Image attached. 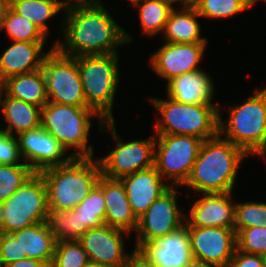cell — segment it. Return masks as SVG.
<instances>
[{
  "mask_svg": "<svg viewBox=\"0 0 266 267\" xmlns=\"http://www.w3.org/2000/svg\"><path fill=\"white\" fill-rule=\"evenodd\" d=\"M44 223L57 241L81 237L79 216L74 210L48 208Z\"/></svg>",
  "mask_w": 266,
  "mask_h": 267,
  "instance_id": "obj_30",
  "label": "cell"
},
{
  "mask_svg": "<svg viewBox=\"0 0 266 267\" xmlns=\"http://www.w3.org/2000/svg\"><path fill=\"white\" fill-rule=\"evenodd\" d=\"M225 267H264L260 255L235 250L233 258Z\"/></svg>",
  "mask_w": 266,
  "mask_h": 267,
  "instance_id": "obj_39",
  "label": "cell"
},
{
  "mask_svg": "<svg viewBox=\"0 0 266 267\" xmlns=\"http://www.w3.org/2000/svg\"><path fill=\"white\" fill-rule=\"evenodd\" d=\"M197 17L201 16L193 5L173 8L161 39L169 43H208L209 40L201 36V26Z\"/></svg>",
  "mask_w": 266,
  "mask_h": 267,
  "instance_id": "obj_24",
  "label": "cell"
},
{
  "mask_svg": "<svg viewBox=\"0 0 266 267\" xmlns=\"http://www.w3.org/2000/svg\"><path fill=\"white\" fill-rule=\"evenodd\" d=\"M252 7L256 5V3H258V1L260 2L261 0H246ZM266 1V0H264Z\"/></svg>",
  "mask_w": 266,
  "mask_h": 267,
  "instance_id": "obj_48",
  "label": "cell"
},
{
  "mask_svg": "<svg viewBox=\"0 0 266 267\" xmlns=\"http://www.w3.org/2000/svg\"><path fill=\"white\" fill-rule=\"evenodd\" d=\"M4 267H50V265L44 261L25 258L17 262L5 265Z\"/></svg>",
  "mask_w": 266,
  "mask_h": 267,
  "instance_id": "obj_41",
  "label": "cell"
},
{
  "mask_svg": "<svg viewBox=\"0 0 266 267\" xmlns=\"http://www.w3.org/2000/svg\"><path fill=\"white\" fill-rule=\"evenodd\" d=\"M248 154L220 134L204 140L192 171L182 187L195 193L234 191L238 170Z\"/></svg>",
  "mask_w": 266,
  "mask_h": 267,
  "instance_id": "obj_2",
  "label": "cell"
},
{
  "mask_svg": "<svg viewBox=\"0 0 266 267\" xmlns=\"http://www.w3.org/2000/svg\"><path fill=\"white\" fill-rule=\"evenodd\" d=\"M98 126L105 122L92 108L47 102L41 108V127L58 140L74 157H94V148L88 144L92 118Z\"/></svg>",
  "mask_w": 266,
  "mask_h": 267,
  "instance_id": "obj_6",
  "label": "cell"
},
{
  "mask_svg": "<svg viewBox=\"0 0 266 267\" xmlns=\"http://www.w3.org/2000/svg\"><path fill=\"white\" fill-rule=\"evenodd\" d=\"M184 267H217L202 260L191 258Z\"/></svg>",
  "mask_w": 266,
  "mask_h": 267,
  "instance_id": "obj_44",
  "label": "cell"
},
{
  "mask_svg": "<svg viewBox=\"0 0 266 267\" xmlns=\"http://www.w3.org/2000/svg\"><path fill=\"white\" fill-rule=\"evenodd\" d=\"M60 29L63 40L55 48L68 57L119 53L117 48L133 41L103 3L65 9Z\"/></svg>",
  "mask_w": 266,
  "mask_h": 267,
  "instance_id": "obj_1",
  "label": "cell"
},
{
  "mask_svg": "<svg viewBox=\"0 0 266 267\" xmlns=\"http://www.w3.org/2000/svg\"><path fill=\"white\" fill-rule=\"evenodd\" d=\"M202 143V139L191 135L155 134L154 166L171 187L185 184Z\"/></svg>",
  "mask_w": 266,
  "mask_h": 267,
  "instance_id": "obj_9",
  "label": "cell"
},
{
  "mask_svg": "<svg viewBox=\"0 0 266 267\" xmlns=\"http://www.w3.org/2000/svg\"><path fill=\"white\" fill-rule=\"evenodd\" d=\"M120 180L124 185L132 213L137 219L157 198L171 188L155 166L123 176Z\"/></svg>",
  "mask_w": 266,
  "mask_h": 267,
  "instance_id": "obj_18",
  "label": "cell"
},
{
  "mask_svg": "<svg viewBox=\"0 0 266 267\" xmlns=\"http://www.w3.org/2000/svg\"><path fill=\"white\" fill-rule=\"evenodd\" d=\"M236 250L260 255L266 251V228H243L236 233Z\"/></svg>",
  "mask_w": 266,
  "mask_h": 267,
  "instance_id": "obj_36",
  "label": "cell"
},
{
  "mask_svg": "<svg viewBox=\"0 0 266 267\" xmlns=\"http://www.w3.org/2000/svg\"><path fill=\"white\" fill-rule=\"evenodd\" d=\"M78 213L81 236L89 229L102 226L106 214L103 191L96 185L91 192L73 209Z\"/></svg>",
  "mask_w": 266,
  "mask_h": 267,
  "instance_id": "obj_29",
  "label": "cell"
},
{
  "mask_svg": "<svg viewBox=\"0 0 266 267\" xmlns=\"http://www.w3.org/2000/svg\"><path fill=\"white\" fill-rule=\"evenodd\" d=\"M47 210V187L43 176L35 172L6 201L0 203V232L12 234L45 222Z\"/></svg>",
  "mask_w": 266,
  "mask_h": 267,
  "instance_id": "obj_8",
  "label": "cell"
},
{
  "mask_svg": "<svg viewBox=\"0 0 266 267\" xmlns=\"http://www.w3.org/2000/svg\"><path fill=\"white\" fill-rule=\"evenodd\" d=\"M10 97L34 104L40 108L48 102L43 69L11 76L0 84Z\"/></svg>",
  "mask_w": 266,
  "mask_h": 267,
  "instance_id": "obj_26",
  "label": "cell"
},
{
  "mask_svg": "<svg viewBox=\"0 0 266 267\" xmlns=\"http://www.w3.org/2000/svg\"><path fill=\"white\" fill-rule=\"evenodd\" d=\"M83 267H107L105 265L99 264L97 262L89 261L87 264H85Z\"/></svg>",
  "mask_w": 266,
  "mask_h": 267,
  "instance_id": "obj_46",
  "label": "cell"
},
{
  "mask_svg": "<svg viewBox=\"0 0 266 267\" xmlns=\"http://www.w3.org/2000/svg\"><path fill=\"white\" fill-rule=\"evenodd\" d=\"M130 234L125 230L103 224L89 229L78 241L86 251L89 261L107 267H124L131 254L125 251V238L126 236L129 238Z\"/></svg>",
  "mask_w": 266,
  "mask_h": 267,
  "instance_id": "obj_15",
  "label": "cell"
},
{
  "mask_svg": "<svg viewBox=\"0 0 266 267\" xmlns=\"http://www.w3.org/2000/svg\"><path fill=\"white\" fill-rule=\"evenodd\" d=\"M16 137L24 163L37 173L49 167L67 164L74 158L71 153L65 155L68 154L65 147L41 126Z\"/></svg>",
  "mask_w": 266,
  "mask_h": 267,
  "instance_id": "obj_16",
  "label": "cell"
},
{
  "mask_svg": "<svg viewBox=\"0 0 266 267\" xmlns=\"http://www.w3.org/2000/svg\"><path fill=\"white\" fill-rule=\"evenodd\" d=\"M35 171L26 163L0 164V203L15 193Z\"/></svg>",
  "mask_w": 266,
  "mask_h": 267,
  "instance_id": "obj_33",
  "label": "cell"
},
{
  "mask_svg": "<svg viewBox=\"0 0 266 267\" xmlns=\"http://www.w3.org/2000/svg\"><path fill=\"white\" fill-rule=\"evenodd\" d=\"M234 230L237 233L243 228H266V202L248 201L235 203Z\"/></svg>",
  "mask_w": 266,
  "mask_h": 267,
  "instance_id": "obj_34",
  "label": "cell"
},
{
  "mask_svg": "<svg viewBox=\"0 0 266 267\" xmlns=\"http://www.w3.org/2000/svg\"><path fill=\"white\" fill-rule=\"evenodd\" d=\"M207 44L163 41V45L151 54L148 64L158 77L168 82L176 76L199 70Z\"/></svg>",
  "mask_w": 266,
  "mask_h": 267,
  "instance_id": "obj_13",
  "label": "cell"
},
{
  "mask_svg": "<svg viewBox=\"0 0 266 267\" xmlns=\"http://www.w3.org/2000/svg\"><path fill=\"white\" fill-rule=\"evenodd\" d=\"M124 267H156L140 250L133 249Z\"/></svg>",
  "mask_w": 266,
  "mask_h": 267,
  "instance_id": "obj_40",
  "label": "cell"
},
{
  "mask_svg": "<svg viewBox=\"0 0 266 267\" xmlns=\"http://www.w3.org/2000/svg\"><path fill=\"white\" fill-rule=\"evenodd\" d=\"M260 256H261L264 267H266V251L260 254Z\"/></svg>",
  "mask_w": 266,
  "mask_h": 267,
  "instance_id": "obj_47",
  "label": "cell"
},
{
  "mask_svg": "<svg viewBox=\"0 0 266 267\" xmlns=\"http://www.w3.org/2000/svg\"><path fill=\"white\" fill-rule=\"evenodd\" d=\"M45 44L46 42L12 41L0 55V84L11 76L41 69L45 57L55 48V44H52L44 52Z\"/></svg>",
  "mask_w": 266,
  "mask_h": 267,
  "instance_id": "obj_19",
  "label": "cell"
},
{
  "mask_svg": "<svg viewBox=\"0 0 266 267\" xmlns=\"http://www.w3.org/2000/svg\"><path fill=\"white\" fill-rule=\"evenodd\" d=\"M230 107L225 120L219 108V134L248 155L258 156L266 146V86Z\"/></svg>",
  "mask_w": 266,
  "mask_h": 267,
  "instance_id": "obj_5",
  "label": "cell"
},
{
  "mask_svg": "<svg viewBox=\"0 0 266 267\" xmlns=\"http://www.w3.org/2000/svg\"><path fill=\"white\" fill-rule=\"evenodd\" d=\"M4 98V99H3ZM0 112L5 120L4 130L7 134L18 136L22 132L34 130L41 126V108L8 96L0 88Z\"/></svg>",
  "mask_w": 266,
  "mask_h": 267,
  "instance_id": "obj_23",
  "label": "cell"
},
{
  "mask_svg": "<svg viewBox=\"0 0 266 267\" xmlns=\"http://www.w3.org/2000/svg\"><path fill=\"white\" fill-rule=\"evenodd\" d=\"M115 121H105L99 126L101 132L108 130L116 143L115 148L101 158H97L101 167V174L112 179H120L154 166L155 157V134L149 139L131 140L123 142L117 133ZM105 127V128H104Z\"/></svg>",
  "mask_w": 266,
  "mask_h": 267,
  "instance_id": "obj_10",
  "label": "cell"
},
{
  "mask_svg": "<svg viewBox=\"0 0 266 267\" xmlns=\"http://www.w3.org/2000/svg\"><path fill=\"white\" fill-rule=\"evenodd\" d=\"M6 1H8L9 3H12L14 0H6Z\"/></svg>",
  "mask_w": 266,
  "mask_h": 267,
  "instance_id": "obj_52",
  "label": "cell"
},
{
  "mask_svg": "<svg viewBox=\"0 0 266 267\" xmlns=\"http://www.w3.org/2000/svg\"><path fill=\"white\" fill-rule=\"evenodd\" d=\"M193 6L206 19L231 18L252 8L246 0H197Z\"/></svg>",
  "mask_w": 266,
  "mask_h": 267,
  "instance_id": "obj_32",
  "label": "cell"
},
{
  "mask_svg": "<svg viewBox=\"0 0 266 267\" xmlns=\"http://www.w3.org/2000/svg\"><path fill=\"white\" fill-rule=\"evenodd\" d=\"M46 95L49 102L86 106L77 60L61 54L56 48L43 62Z\"/></svg>",
  "mask_w": 266,
  "mask_h": 267,
  "instance_id": "obj_11",
  "label": "cell"
},
{
  "mask_svg": "<svg viewBox=\"0 0 266 267\" xmlns=\"http://www.w3.org/2000/svg\"><path fill=\"white\" fill-rule=\"evenodd\" d=\"M130 4L139 9L142 34L150 37H156L158 34L161 36L174 7L163 0H131Z\"/></svg>",
  "mask_w": 266,
  "mask_h": 267,
  "instance_id": "obj_27",
  "label": "cell"
},
{
  "mask_svg": "<svg viewBox=\"0 0 266 267\" xmlns=\"http://www.w3.org/2000/svg\"><path fill=\"white\" fill-rule=\"evenodd\" d=\"M21 260L19 241L8 233L0 232V267Z\"/></svg>",
  "mask_w": 266,
  "mask_h": 267,
  "instance_id": "obj_38",
  "label": "cell"
},
{
  "mask_svg": "<svg viewBox=\"0 0 266 267\" xmlns=\"http://www.w3.org/2000/svg\"><path fill=\"white\" fill-rule=\"evenodd\" d=\"M47 187L48 208L73 210L97 185L101 167L97 158L74 157L63 165L39 172Z\"/></svg>",
  "mask_w": 266,
  "mask_h": 267,
  "instance_id": "obj_3",
  "label": "cell"
},
{
  "mask_svg": "<svg viewBox=\"0 0 266 267\" xmlns=\"http://www.w3.org/2000/svg\"><path fill=\"white\" fill-rule=\"evenodd\" d=\"M163 1L169 3L174 8L177 7L178 5H180V7H185L189 5V0H163ZM176 2L178 5L175 4Z\"/></svg>",
  "mask_w": 266,
  "mask_h": 267,
  "instance_id": "obj_45",
  "label": "cell"
},
{
  "mask_svg": "<svg viewBox=\"0 0 266 267\" xmlns=\"http://www.w3.org/2000/svg\"><path fill=\"white\" fill-rule=\"evenodd\" d=\"M178 187H171L157 198L147 211L138 218L134 249L147 242H154L180 229L185 224V212L178 204Z\"/></svg>",
  "mask_w": 266,
  "mask_h": 267,
  "instance_id": "obj_12",
  "label": "cell"
},
{
  "mask_svg": "<svg viewBox=\"0 0 266 267\" xmlns=\"http://www.w3.org/2000/svg\"><path fill=\"white\" fill-rule=\"evenodd\" d=\"M36 1H42V2H59V0H36Z\"/></svg>",
  "mask_w": 266,
  "mask_h": 267,
  "instance_id": "obj_50",
  "label": "cell"
},
{
  "mask_svg": "<svg viewBox=\"0 0 266 267\" xmlns=\"http://www.w3.org/2000/svg\"><path fill=\"white\" fill-rule=\"evenodd\" d=\"M75 58L86 107L92 108L104 121H113L112 109L121 80L118 53Z\"/></svg>",
  "mask_w": 266,
  "mask_h": 267,
  "instance_id": "obj_7",
  "label": "cell"
},
{
  "mask_svg": "<svg viewBox=\"0 0 266 267\" xmlns=\"http://www.w3.org/2000/svg\"><path fill=\"white\" fill-rule=\"evenodd\" d=\"M156 267H184L192 258L189 232L184 225L139 249Z\"/></svg>",
  "mask_w": 266,
  "mask_h": 267,
  "instance_id": "obj_20",
  "label": "cell"
},
{
  "mask_svg": "<svg viewBox=\"0 0 266 267\" xmlns=\"http://www.w3.org/2000/svg\"><path fill=\"white\" fill-rule=\"evenodd\" d=\"M11 8V3L6 0H0V28L2 27L3 21L7 16L9 9Z\"/></svg>",
  "mask_w": 266,
  "mask_h": 267,
  "instance_id": "obj_43",
  "label": "cell"
},
{
  "mask_svg": "<svg viewBox=\"0 0 266 267\" xmlns=\"http://www.w3.org/2000/svg\"><path fill=\"white\" fill-rule=\"evenodd\" d=\"M97 186L103 191L105 197L106 214L104 223L129 233L136 231L138 219L132 213L121 180L101 175Z\"/></svg>",
  "mask_w": 266,
  "mask_h": 267,
  "instance_id": "obj_22",
  "label": "cell"
},
{
  "mask_svg": "<svg viewBox=\"0 0 266 267\" xmlns=\"http://www.w3.org/2000/svg\"><path fill=\"white\" fill-rule=\"evenodd\" d=\"M4 30L11 41L46 42L48 39V36L38 26L16 13L12 8L9 9L0 32Z\"/></svg>",
  "mask_w": 266,
  "mask_h": 267,
  "instance_id": "obj_31",
  "label": "cell"
},
{
  "mask_svg": "<svg viewBox=\"0 0 266 267\" xmlns=\"http://www.w3.org/2000/svg\"><path fill=\"white\" fill-rule=\"evenodd\" d=\"M102 3L101 0H59L60 5L64 9H68L76 6H89L97 3Z\"/></svg>",
  "mask_w": 266,
  "mask_h": 267,
  "instance_id": "obj_42",
  "label": "cell"
},
{
  "mask_svg": "<svg viewBox=\"0 0 266 267\" xmlns=\"http://www.w3.org/2000/svg\"><path fill=\"white\" fill-rule=\"evenodd\" d=\"M11 8L21 16L38 26L49 37L48 20L59 12L65 11L59 2H42L36 0H14Z\"/></svg>",
  "mask_w": 266,
  "mask_h": 267,
  "instance_id": "obj_28",
  "label": "cell"
},
{
  "mask_svg": "<svg viewBox=\"0 0 266 267\" xmlns=\"http://www.w3.org/2000/svg\"><path fill=\"white\" fill-rule=\"evenodd\" d=\"M258 157H261L262 159L266 160V146L265 149L258 155Z\"/></svg>",
  "mask_w": 266,
  "mask_h": 267,
  "instance_id": "obj_49",
  "label": "cell"
},
{
  "mask_svg": "<svg viewBox=\"0 0 266 267\" xmlns=\"http://www.w3.org/2000/svg\"><path fill=\"white\" fill-rule=\"evenodd\" d=\"M88 262V255L78 240H62L56 243L50 267H83Z\"/></svg>",
  "mask_w": 266,
  "mask_h": 267,
  "instance_id": "obj_35",
  "label": "cell"
},
{
  "mask_svg": "<svg viewBox=\"0 0 266 267\" xmlns=\"http://www.w3.org/2000/svg\"><path fill=\"white\" fill-rule=\"evenodd\" d=\"M197 0H189V5H193Z\"/></svg>",
  "mask_w": 266,
  "mask_h": 267,
  "instance_id": "obj_51",
  "label": "cell"
},
{
  "mask_svg": "<svg viewBox=\"0 0 266 267\" xmlns=\"http://www.w3.org/2000/svg\"><path fill=\"white\" fill-rule=\"evenodd\" d=\"M192 258L225 267L236 250L234 228L187 227Z\"/></svg>",
  "mask_w": 266,
  "mask_h": 267,
  "instance_id": "obj_14",
  "label": "cell"
},
{
  "mask_svg": "<svg viewBox=\"0 0 266 267\" xmlns=\"http://www.w3.org/2000/svg\"><path fill=\"white\" fill-rule=\"evenodd\" d=\"M166 96L182 103L199 105H219L213 103L214 79L202 69L172 78L166 84Z\"/></svg>",
  "mask_w": 266,
  "mask_h": 267,
  "instance_id": "obj_21",
  "label": "cell"
},
{
  "mask_svg": "<svg viewBox=\"0 0 266 267\" xmlns=\"http://www.w3.org/2000/svg\"><path fill=\"white\" fill-rule=\"evenodd\" d=\"M22 160L17 137L0 128V164H21L24 162Z\"/></svg>",
  "mask_w": 266,
  "mask_h": 267,
  "instance_id": "obj_37",
  "label": "cell"
},
{
  "mask_svg": "<svg viewBox=\"0 0 266 267\" xmlns=\"http://www.w3.org/2000/svg\"><path fill=\"white\" fill-rule=\"evenodd\" d=\"M233 192L202 193L185 214L186 227L234 228V214L237 201Z\"/></svg>",
  "mask_w": 266,
  "mask_h": 267,
  "instance_id": "obj_17",
  "label": "cell"
},
{
  "mask_svg": "<svg viewBox=\"0 0 266 267\" xmlns=\"http://www.w3.org/2000/svg\"><path fill=\"white\" fill-rule=\"evenodd\" d=\"M160 115L154 134L191 135L207 140L219 134V108L222 105H199L167 99L149 98Z\"/></svg>",
  "mask_w": 266,
  "mask_h": 267,
  "instance_id": "obj_4",
  "label": "cell"
},
{
  "mask_svg": "<svg viewBox=\"0 0 266 267\" xmlns=\"http://www.w3.org/2000/svg\"><path fill=\"white\" fill-rule=\"evenodd\" d=\"M21 247V260L25 258L47 262L53 261L57 240L44 222L12 233Z\"/></svg>",
  "mask_w": 266,
  "mask_h": 267,
  "instance_id": "obj_25",
  "label": "cell"
}]
</instances>
